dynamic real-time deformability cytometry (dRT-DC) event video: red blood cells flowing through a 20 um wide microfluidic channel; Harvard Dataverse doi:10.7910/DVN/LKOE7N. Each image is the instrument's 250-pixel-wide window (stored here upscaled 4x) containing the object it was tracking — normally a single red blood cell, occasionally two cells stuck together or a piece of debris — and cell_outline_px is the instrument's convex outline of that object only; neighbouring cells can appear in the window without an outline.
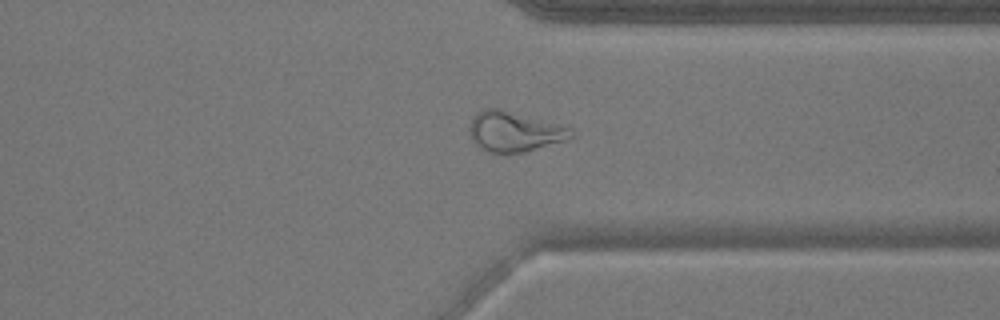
{"species": "common noctule bat (a hibernating species)", "species_latin": "Nyctalus noctula", "temperature_condition": "warm", "stored_images_in_passage": 49, "segment_of_instrument_passage": [1, 2], "camera_frame_rate_fps": 3000, "um_per_image_px": 0.085, "animal": {"sex": "male", "body_mass_g": 17.9}, "frame": {"image": 1, "passage_image": 37, "time_ms": 12.0, "image_size_px": [1000, 320], "cell_outline_px": [[572, 136], [568, 140], [524, 152], [504, 156], [480, 148], [472, 140], [468, 128], [476, 112], [484, 108], [500, 108], [572, 128]], "centroid_in_image_um": [43.69, 11.21], "position_along_channel_um": 367.7, "area_um2": 24.04}}
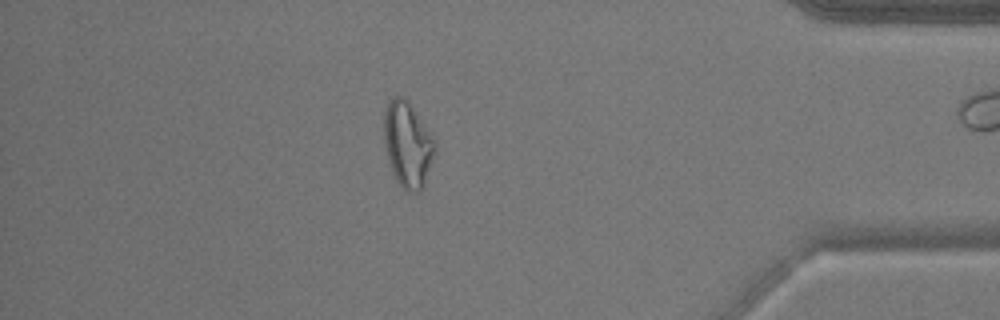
{"frame": {"image": 2, "passage_image": 42, "time_ms": 13.667, "image_size_px": [1000, 320], "cell_outline_px": [[432, 156], [424, 184], [420, 192], [408, 192], [396, 180], [392, 172], [384, 140], [384, 116], [388, 104], [392, 96], [404, 96], [408, 100], [428, 132], [432, 140]], "centroid_in_image_um": [34.59, 12.27], "position_along_channel_um": 400.6, "area_um2": 24.22}}